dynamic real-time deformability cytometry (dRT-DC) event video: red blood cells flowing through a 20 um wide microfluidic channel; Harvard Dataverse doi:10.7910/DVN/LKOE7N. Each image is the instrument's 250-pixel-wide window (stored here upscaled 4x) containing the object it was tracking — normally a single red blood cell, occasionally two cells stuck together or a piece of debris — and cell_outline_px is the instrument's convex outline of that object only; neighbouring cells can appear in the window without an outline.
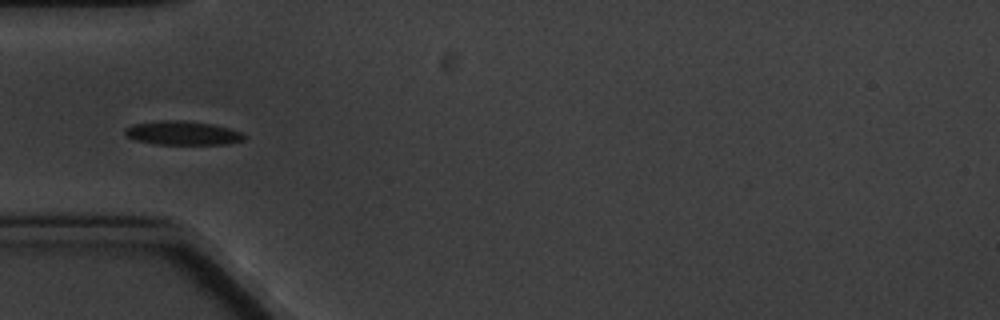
{"species": "common noctule bat (a hibernating species)", "species_latin": "Nyctalus noctula", "temperature_condition": "cold", "stored_images_in_passage": 9, "camera_frame_rate_fps": 3000, "um_per_image_px": 0.085, "animal": {"sex": "male", "body_mass_g": 20.1, "forearm_length_mm": 53.5}, "frame": {"image": 1, "passage_image": 6, "time_ms": 5.667, "image_size_px": [1000, 320], "cell_outline_px": [[248, 136], [244, 140], [228, 144], [152, 144], [136, 140], [128, 136], [124, 132], [124, 128], [132, 124], [160, 120], [184, 120], [212, 124], [228, 128], [240, 132]], "centroid_in_image_um": [15.52, 11.3], "position_along_channel_um": 69.5, "area_um2": 16.7}}
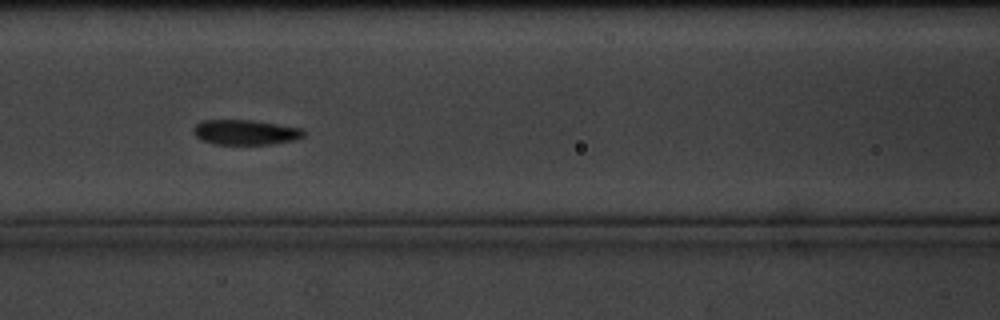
{"frame": {"image": 2, "passage_image": 8, "time_ms": 8.0, "image_size_px": [1000, 320], "cell_outline_px": [[304, 136], [296, 140], [268, 144], [212, 144], [200, 140], [192, 132], [192, 128], [200, 120], [252, 120], [300, 128], [304, 132]], "centroid_in_image_um": [20.79, 11.24], "position_along_channel_um": 145.8, "area_um2": 16.13}}